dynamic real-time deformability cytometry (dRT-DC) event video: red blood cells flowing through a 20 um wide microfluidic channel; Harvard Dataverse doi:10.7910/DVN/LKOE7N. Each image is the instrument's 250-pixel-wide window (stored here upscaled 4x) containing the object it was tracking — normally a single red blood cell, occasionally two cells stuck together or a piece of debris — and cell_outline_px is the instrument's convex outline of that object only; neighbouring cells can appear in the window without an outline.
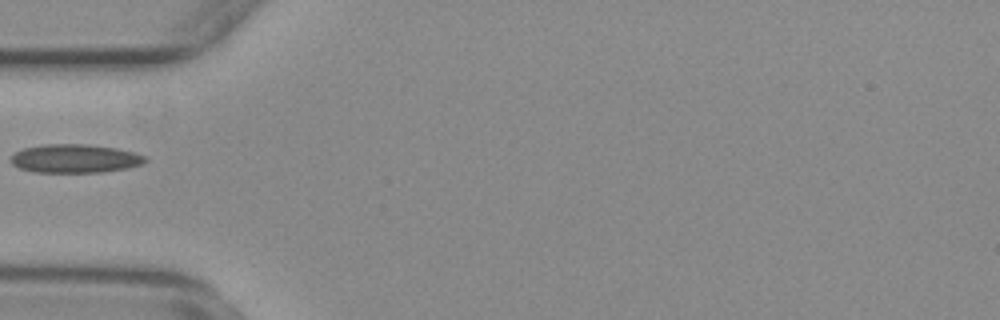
{"species": "common noctule bat (a hibernating species)", "species_latin": "Nyctalus noctula", "temperature_condition": "warm", "stored_images_in_passage": 37, "camera_frame_rate_fps": 3000, "um_per_image_px": 0.085, "animal": {"sex": "female", "body_mass_g": 29.2, "forearm_length_mm": 56.3}, "frame": {"image": 1, "passage_image": 1, "time_ms": 0.0, "image_size_px": [1000, 320], "cell_outline_px": [[148, 160], [140, 164], [124, 168], [100, 172], [32, 172], [20, 168], [12, 164], [12, 156], [16, 152], [24, 148], [44, 144], [88, 144], [116, 148], [132, 152], [144, 156]], "centroid_in_image_um": [6.34, 13.47], "position_along_channel_um": 78.7, "area_um2": 22.08}}
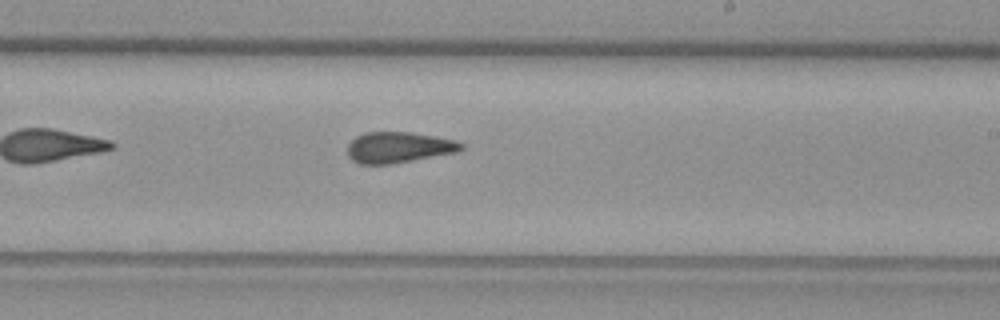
{"frame": {"image": 2, "passage_image": 15, "time_ms": 4.667, "image_size_px": [1000, 320], "cell_outline_px": [[464, 148], [456, 152], [392, 164], [360, 164], [352, 160], [348, 156], [348, 144], [356, 136], [364, 132], [412, 132], [436, 136], [456, 140], [464, 144]], "centroid_in_image_um": [33.88, 12.52], "position_along_channel_um": 255.1, "area_um2": 20.58}}
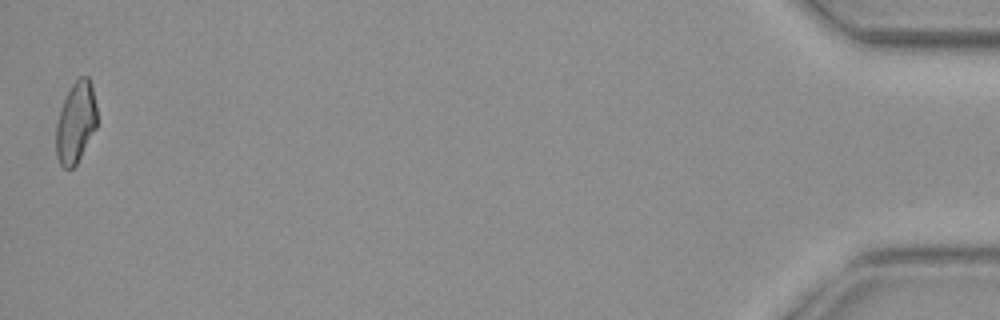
{"frame": {"image": 3, "passage_image": 37, "time_ms": 12.0, "image_size_px": [1000, 320], "cell_outline_px": [[96, 128], [76, 164], [72, 168], [64, 168], [60, 164], [56, 156], [56, 124], [64, 100], [72, 84], [80, 76], [88, 76], [92, 84], [96, 104]], "centroid_in_image_um": [6.44, 10.4], "position_along_channel_um": 428.8, "area_um2": 19.19}}